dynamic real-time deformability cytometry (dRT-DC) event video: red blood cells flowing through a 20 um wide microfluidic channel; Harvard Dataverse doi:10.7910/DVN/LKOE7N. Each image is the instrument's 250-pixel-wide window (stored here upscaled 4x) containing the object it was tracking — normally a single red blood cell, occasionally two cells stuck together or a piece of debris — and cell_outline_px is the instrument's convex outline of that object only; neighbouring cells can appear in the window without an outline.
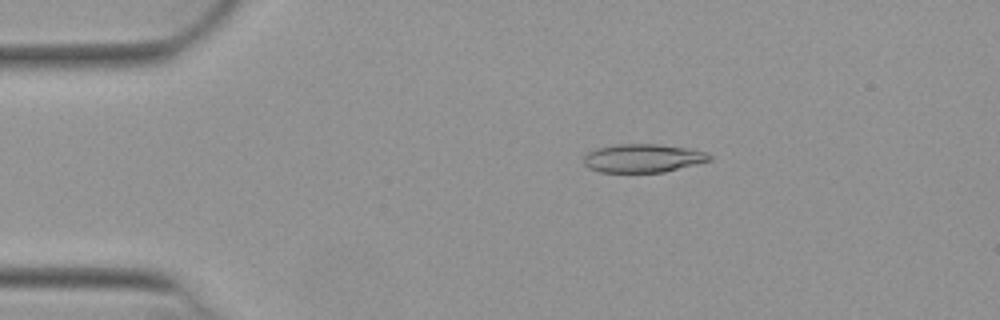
{"species": "Egyptian fruit bat (a non-hibernating species)", "species_latin": "Rousettus aegyptiacus", "temperature_condition": "warm", "stored_images_in_passage": 51, "camera_frame_rate_fps": 3000, "um_per_image_px": 0.085, "animal": {"sex": "female"}, "frame": {"image": 1, "passage_image": 9, "time_ms": 2.667, "image_size_px": [1000, 320], "cell_outline_px": [[712, 160], [664, 172], [600, 172], [588, 168], [584, 164], [584, 156], [588, 152], [596, 148], [620, 144], [660, 144], [688, 148], [708, 152], [712, 156]], "centroid_in_image_um": [54.67, 13.44], "position_along_channel_um": 30.3, "area_um2": 20.92}}
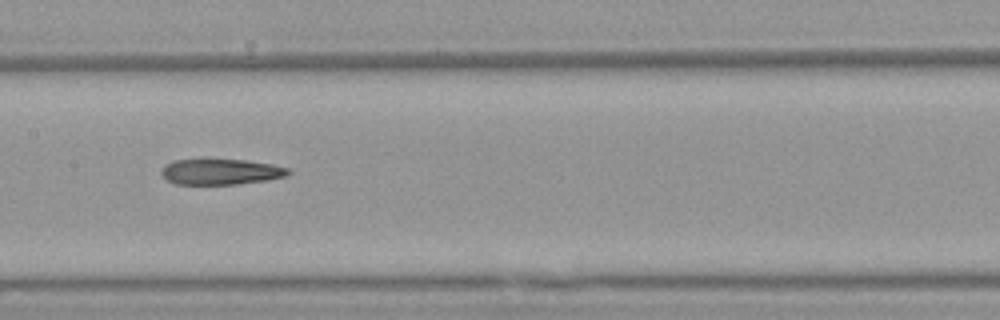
{"frame": {"image": 2, "passage_image": 25, "time_ms": 8.0, "image_size_px": [1000, 320], "cell_outline_px": [[292, 172], [284, 176], [268, 180], [236, 184], [176, 184], [168, 180], [160, 172], [164, 164], [172, 160], [244, 160], [272, 164], [288, 168]], "centroid_in_image_um": [18.76, 14.6], "position_along_channel_um": 188.6, "area_um2": 18.84}}
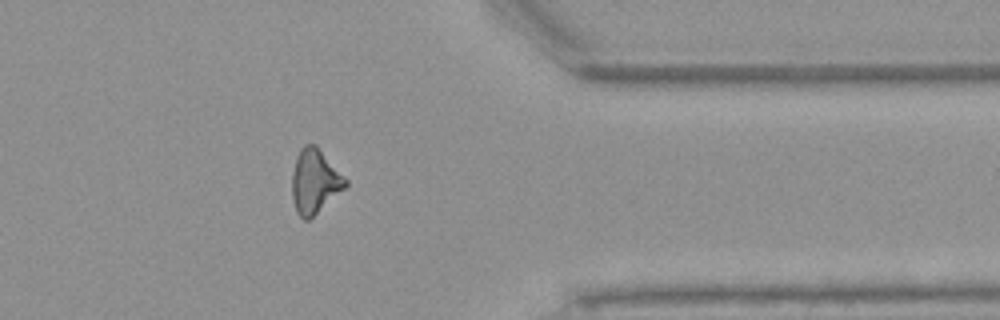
{"frame": {"image": 3, "passage_image": 41, "time_ms": 13.333, "image_size_px": [1000, 320], "cell_outline_px": [[348, 184], [344, 188], [308, 220], [304, 220], [296, 212], [292, 196], [292, 172], [296, 156], [300, 148], [304, 144], [316, 144], [348, 180]], "centroid_in_image_um": [26.73, 15.38], "position_along_channel_um": 384.7, "area_um2": 19.88}, "authors_computed_cell_mechanics": {"area_um2": 20.4034, "velocity_mm_per_s": 3.953, "shape_relaxation_time_tau1_ms": null, "shape_relaxation_time_tau2_ms": 3.2788, "deformation_change_tau1": null, "deformation_change_tau2": 0.1401}}